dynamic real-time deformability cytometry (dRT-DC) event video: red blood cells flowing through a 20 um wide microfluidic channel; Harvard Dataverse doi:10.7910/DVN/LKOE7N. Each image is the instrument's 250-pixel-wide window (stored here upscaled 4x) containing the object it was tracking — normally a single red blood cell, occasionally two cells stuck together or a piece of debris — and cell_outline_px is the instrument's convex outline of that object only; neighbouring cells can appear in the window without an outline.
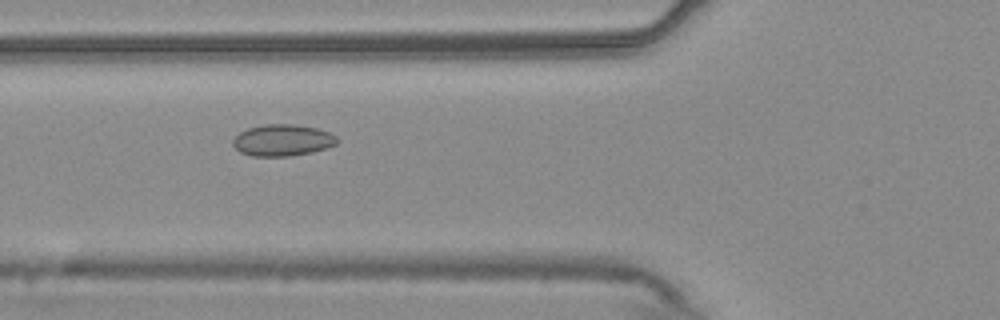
{"species": "common noctule bat (a hibernating species)", "species_latin": "Nyctalus noctula", "temperature_condition": "warm", "stored_images_in_passage": 55, "camera_frame_rate_fps": 3000, "um_per_image_px": 0.085, "animal": {"sex": "male", "body_mass_g": 20.4}, "frame": {"image": 1, "passage_image": 21, "time_ms": 6.667, "image_size_px": [1000, 320], "cell_outline_px": [[340, 140], [336, 144], [312, 152], [288, 156], [252, 156], [240, 152], [232, 144], [232, 140], [240, 132], [248, 128], [264, 124], [296, 124], [316, 128], [328, 132], [336, 136]], "centroid_in_image_um": [24.01, 11.91], "position_along_channel_um": 101.8, "area_um2": 19.13}}
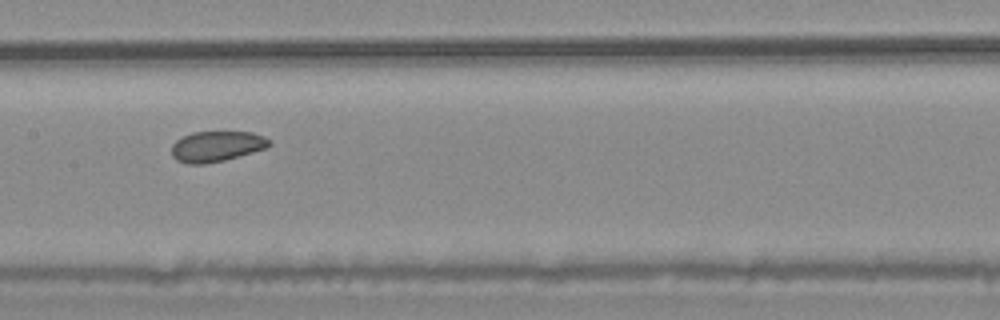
{"frame": {"image": 2, "passage_image": 28, "time_ms": 9.0, "image_size_px": [1000, 320], "cell_outline_px": [[272, 144], [268, 148], [224, 160], [204, 164], [188, 164], [176, 160], [172, 156], [172, 144], [176, 140], [192, 132], [252, 132], [264, 136], [272, 140]], "centroid_in_image_um": [18.44, 12.44], "position_along_channel_um": 189.0, "area_um2": 17.51}}
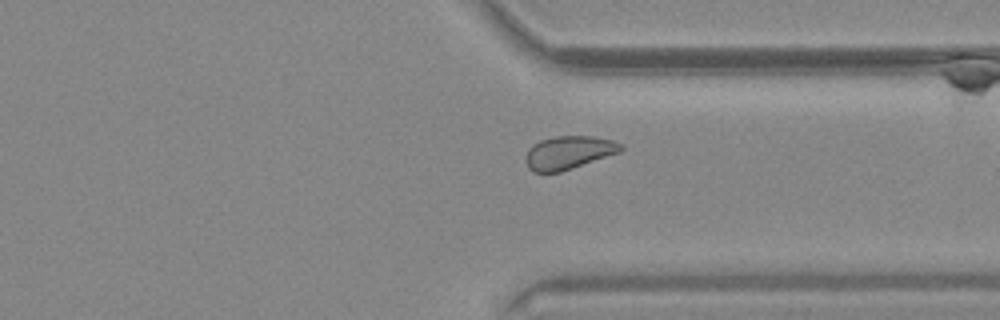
{"frame": {"image": 3, "passage_image": 42, "time_ms": 13.667, "image_size_px": [1000, 320], "cell_outline_px": [[624, 148], [620, 152], [560, 172], [532, 172], [528, 168], [528, 148], [532, 144], [540, 140], [556, 136], [596, 136], [612, 140], [620, 144]], "centroid_in_image_um": [48.35, 12.95], "position_along_channel_um": 363.0, "area_um2": 18.21}, "authors_computed_cell_mechanics": {"area_um2": 19.2474, "velocity_mm_per_s": 3.7159, "shape_relaxation_time_tau1_ms": null, "shape_relaxation_time_tau2_ms": 4.0389, "deformation_change_tau1": null, "deformation_change_tau2": 0.0806}}